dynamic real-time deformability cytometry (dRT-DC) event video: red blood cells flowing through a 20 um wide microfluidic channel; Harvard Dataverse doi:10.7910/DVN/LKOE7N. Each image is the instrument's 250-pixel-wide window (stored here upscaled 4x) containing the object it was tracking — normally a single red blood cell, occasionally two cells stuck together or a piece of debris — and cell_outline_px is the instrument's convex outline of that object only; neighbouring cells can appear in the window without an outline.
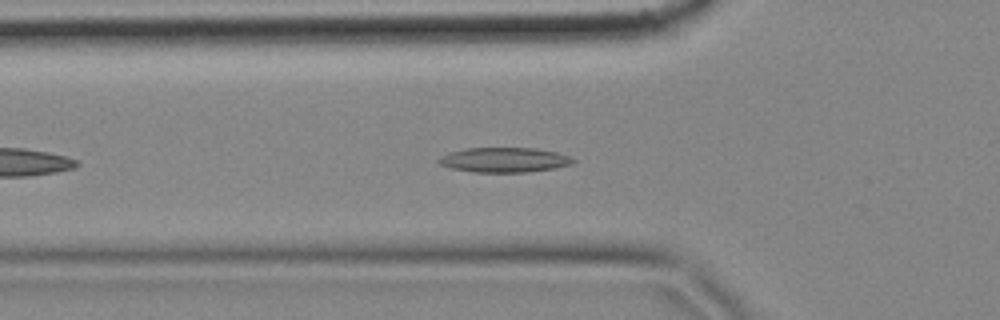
{"species": "common noctule bat (a hibernating species)", "species_latin": "Nyctalus noctula", "temperature_condition": "cold", "stored_images_in_passage": 41, "camera_frame_rate_fps": 3000, "um_per_image_px": 0.085, "animal": {"sex": "female", "body_mass_g": 18.4}, "frame": {"image": 1, "passage_image": 9, "time_ms": 2.667, "image_size_px": [1000, 320], "cell_outline_px": [[576, 160], [572, 164], [556, 168], [528, 172], [472, 172], [452, 168], [440, 164], [436, 160], [440, 156], [452, 152], [468, 148], [536, 148], [556, 152], [568, 156]], "centroid_in_image_um": [42.88, 13.59], "position_along_channel_um": 82.9, "area_um2": 19.36}}
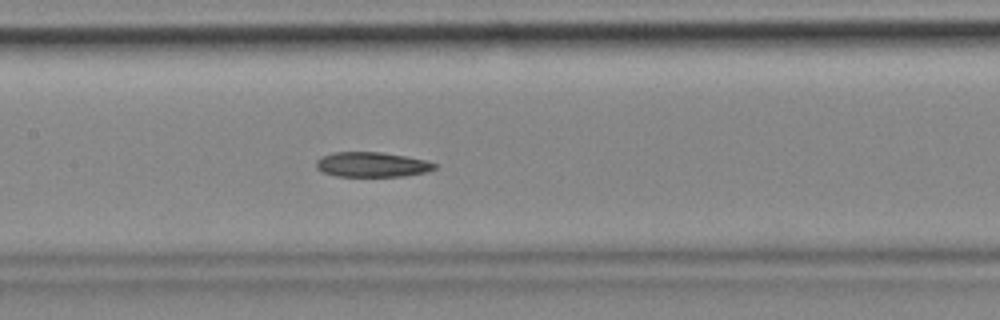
{"frame": {"image": 2, "passage_image": 17, "time_ms": 5.333, "image_size_px": [1000, 320], "cell_outline_px": [[436, 168], [424, 172], [404, 176], [336, 176], [324, 172], [316, 168], [316, 160], [320, 156], [332, 152], [380, 152], [404, 156], [424, 160], [436, 164]], "centroid_in_image_um": [31.55, 13.98], "position_along_channel_um": 175.8, "area_um2": 17.05}}
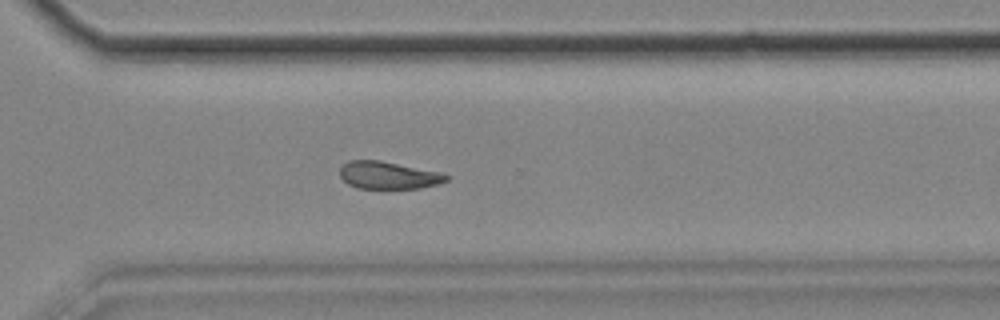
{"frame": {"image": 3, "passage_image": 31, "time_ms": 10.0, "image_size_px": [1000, 320], "cell_outline_px": [[448, 180], [436, 184], [420, 188], [356, 188], [348, 184], [340, 176], [340, 168], [348, 160], [376, 160], [440, 172], [448, 176]], "centroid_in_image_um": [32.97, 14.9], "position_along_channel_um": 337.6, "area_um2": 16.7}}